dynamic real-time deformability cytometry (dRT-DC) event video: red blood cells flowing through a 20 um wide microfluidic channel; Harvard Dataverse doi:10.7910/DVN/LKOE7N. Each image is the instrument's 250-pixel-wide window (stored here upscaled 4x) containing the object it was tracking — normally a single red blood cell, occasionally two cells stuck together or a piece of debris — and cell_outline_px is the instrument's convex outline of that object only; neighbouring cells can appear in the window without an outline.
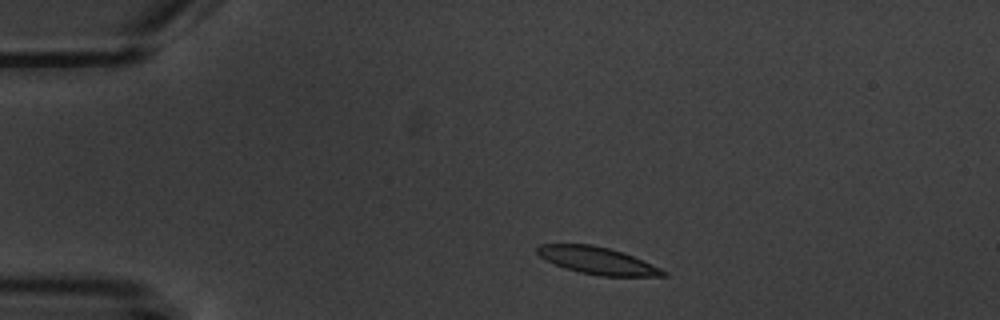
{"species": "common noctule bat (a hibernating species)", "species_latin": "Nyctalus noctula", "temperature_condition": "warm", "stored_images_in_passage": 2, "camera_frame_rate_fps": 3000, "um_per_image_px": 0.085, "animal": {"sex": "male", "body_mass_g": 20.1, "forearm_length_mm": 53.5}, "frame": {"image": 1, "passage_image": 1, "time_ms": 0.0, "image_size_px": [1000, 320], "cell_outline_px": [[668, 276], [600, 276], [580, 272], [564, 268], [540, 256], [536, 252], [536, 248], [540, 244], [592, 244], [608, 248], [632, 256], [660, 268], [668, 272]], "centroid_in_image_um": [50.78, 22.15], "position_along_channel_um": 34.2, "area_um2": 19.65}}